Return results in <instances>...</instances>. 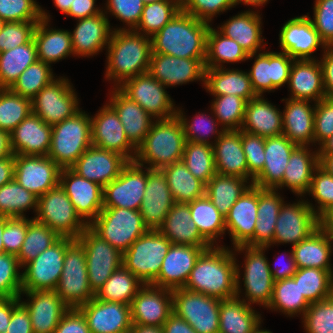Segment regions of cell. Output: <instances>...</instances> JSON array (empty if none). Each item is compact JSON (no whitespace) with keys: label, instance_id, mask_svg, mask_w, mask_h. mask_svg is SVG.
Wrapping results in <instances>:
<instances>
[{"label":"cell","instance_id":"6da1fadb","mask_svg":"<svg viewBox=\"0 0 333 333\" xmlns=\"http://www.w3.org/2000/svg\"><path fill=\"white\" fill-rule=\"evenodd\" d=\"M211 246L197 259L184 289L220 300L231 299L236 293V259L225 247Z\"/></svg>","mask_w":333,"mask_h":333},{"label":"cell","instance_id":"7a4b0ae2","mask_svg":"<svg viewBox=\"0 0 333 333\" xmlns=\"http://www.w3.org/2000/svg\"><path fill=\"white\" fill-rule=\"evenodd\" d=\"M209 23L180 10L151 37L152 53L206 60Z\"/></svg>","mask_w":333,"mask_h":333},{"label":"cell","instance_id":"3957f363","mask_svg":"<svg viewBox=\"0 0 333 333\" xmlns=\"http://www.w3.org/2000/svg\"><path fill=\"white\" fill-rule=\"evenodd\" d=\"M126 28L112 31L108 47L106 78L120 86L125 80L148 72L152 54L151 37Z\"/></svg>","mask_w":333,"mask_h":333},{"label":"cell","instance_id":"277c9868","mask_svg":"<svg viewBox=\"0 0 333 333\" xmlns=\"http://www.w3.org/2000/svg\"><path fill=\"white\" fill-rule=\"evenodd\" d=\"M186 143L182 123L178 116L157 119L152 123L143 142L136 148L134 162L143 167L150 164L152 170L182 161Z\"/></svg>","mask_w":333,"mask_h":333},{"label":"cell","instance_id":"5b68a950","mask_svg":"<svg viewBox=\"0 0 333 333\" xmlns=\"http://www.w3.org/2000/svg\"><path fill=\"white\" fill-rule=\"evenodd\" d=\"M91 145V118L79 111L52 125L51 147L47 156L61 169L70 168Z\"/></svg>","mask_w":333,"mask_h":333},{"label":"cell","instance_id":"8992f818","mask_svg":"<svg viewBox=\"0 0 333 333\" xmlns=\"http://www.w3.org/2000/svg\"><path fill=\"white\" fill-rule=\"evenodd\" d=\"M88 226L122 253L149 230L139 210L118 207H103Z\"/></svg>","mask_w":333,"mask_h":333},{"label":"cell","instance_id":"52a82bcc","mask_svg":"<svg viewBox=\"0 0 333 333\" xmlns=\"http://www.w3.org/2000/svg\"><path fill=\"white\" fill-rule=\"evenodd\" d=\"M171 244L157 229H149L123 253V266L144 285L152 284Z\"/></svg>","mask_w":333,"mask_h":333},{"label":"cell","instance_id":"ba28073f","mask_svg":"<svg viewBox=\"0 0 333 333\" xmlns=\"http://www.w3.org/2000/svg\"><path fill=\"white\" fill-rule=\"evenodd\" d=\"M37 222L48 226L60 237L77 239L88 227L76 213L64 189L58 184L38 198Z\"/></svg>","mask_w":333,"mask_h":333},{"label":"cell","instance_id":"9c48e42d","mask_svg":"<svg viewBox=\"0 0 333 333\" xmlns=\"http://www.w3.org/2000/svg\"><path fill=\"white\" fill-rule=\"evenodd\" d=\"M55 291L69 308H78L95 297L89 285L86 254L77 239L66 248L63 270Z\"/></svg>","mask_w":333,"mask_h":333},{"label":"cell","instance_id":"30bf717a","mask_svg":"<svg viewBox=\"0 0 333 333\" xmlns=\"http://www.w3.org/2000/svg\"><path fill=\"white\" fill-rule=\"evenodd\" d=\"M172 298L173 313L196 333H219L220 299L184 288L172 290Z\"/></svg>","mask_w":333,"mask_h":333},{"label":"cell","instance_id":"8fae6325","mask_svg":"<svg viewBox=\"0 0 333 333\" xmlns=\"http://www.w3.org/2000/svg\"><path fill=\"white\" fill-rule=\"evenodd\" d=\"M75 239L61 237L51 247L24 265L22 291L55 290L64 265L66 248Z\"/></svg>","mask_w":333,"mask_h":333},{"label":"cell","instance_id":"7c38bea8","mask_svg":"<svg viewBox=\"0 0 333 333\" xmlns=\"http://www.w3.org/2000/svg\"><path fill=\"white\" fill-rule=\"evenodd\" d=\"M77 240L84 248L89 285L96 294L111 274L123 266V253L102 239L89 226Z\"/></svg>","mask_w":333,"mask_h":333},{"label":"cell","instance_id":"4fadbf2b","mask_svg":"<svg viewBox=\"0 0 333 333\" xmlns=\"http://www.w3.org/2000/svg\"><path fill=\"white\" fill-rule=\"evenodd\" d=\"M32 113L54 125L79 112L78 99L68 79H54L32 100Z\"/></svg>","mask_w":333,"mask_h":333},{"label":"cell","instance_id":"5bb4252c","mask_svg":"<svg viewBox=\"0 0 333 333\" xmlns=\"http://www.w3.org/2000/svg\"><path fill=\"white\" fill-rule=\"evenodd\" d=\"M118 88L153 118L168 119L176 116L177 110L165 86L148 72L125 80Z\"/></svg>","mask_w":333,"mask_h":333},{"label":"cell","instance_id":"9a60e30c","mask_svg":"<svg viewBox=\"0 0 333 333\" xmlns=\"http://www.w3.org/2000/svg\"><path fill=\"white\" fill-rule=\"evenodd\" d=\"M147 172L142 166L129 161L119 176L103 188V207L139 210L145 194Z\"/></svg>","mask_w":333,"mask_h":333},{"label":"cell","instance_id":"2e32d148","mask_svg":"<svg viewBox=\"0 0 333 333\" xmlns=\"http://www.w3.org/2000/svg\"><path fill=\"white\" fill-rule=\"evenodd\" d=\"M319 228V216L315 208L307 201L286 205L284 202L280 208L275 225V243H292L297 245L308 238Z\"/></svg>","mask_w":333,"mask_h":333},{"label":"cell","instance_id":"e0dca14e","mask_svg":"<svg viewBox=\"0 0 333 333\" xmlns=\"http://www.w3.org/2000/svg\"><path fill=\"white\" fill-rule=\"evenodd\" d=\"M264 249L261 246L248 245L235 247L236 251H246L243 279L248 304L259 303L267 307L272 298L274 281L269 262L263 254Z\"/></svg>","mask_w":333,"mask_h":333},{"label":"cell","instance_id":"ac0fdd59","mask_svg":"<svg viewBox=\"0 0 333 333\" xmlns=\"http://www.w3.org/2000/svg\"><path fill=\"white\" fill-rule=\"evenodd\" d=\"M132 325L163 327L173 313L172 290L146 284L130 304Z\"/></svg>","mask_w":333,"mask_h":333},{"label":"cell","instance_id":"d6986e66","mask_svg":"<svg viewBox=\"0 0 333 333\" xmlns=\"http://www.w3.org/2000/svg\"><path fill=\"white\" fill-rule=\"evenodd\" d=\"M60 172L48 156L15 155L14 179L38 198L59 184Z\"/></svg>","mask_w":333,"mask_h":333},{"label":"cell","instance_id":"ffe728a7","mask_svg":"<svg viewBox=\"0 0 333 333\" xmlns=\"http://www.w3.org/2000/svg\"><path fill=\"white\" fill-rule=\"evenodd\" d=\"M59 184L64 189L76 213L89 225L103 209V187L79 176L71 168H62ZM89 219V222H88Z\"/></svg>","mask_w":333,"mask_h":333},{"label":"cell","instance_id":"44dd1931","mask_svg":"<svg viewBox=\"0 0 333 333\" xmlns=\"http://www.w3.org/2000/svg\"><path fill=\"white\" fill-rule=\"evenodd\" d=\"M85 317L90 333H122L132 327L130 305L94 297L77 308Z\"/></svg>","mask_w":333,"mask_h":333},{"label":"cell","instance_id":"7402d4cb","mask_svg":"<svg viewBox=\"0 0 333 333\" xmlns=\"http://www.w3.org/2000/svg\"><path fill=\"white\" fill-rule=\"evenodd\" d=\"M129 161L121 154L91 145L70 167L79 176L105 187Z\"/></svg>","mask_w":333,"mask_h":333},{"label":"cell","instance_id":"603a6c76","mask_svg":"<svg viewBox=\"0 0 333 333\" xmlns=\"http://www.w3.org/2000/svg\"><path fill=\"white\" fill-rule=\"evenodd\" d=\"M91 141L96 147L117 152L128 161H134L136 148L127 139L118 114L110 104L104 105L95 117H91Z\"/></svg>","mask_w":333,"mask_h":333},{"label":"cell","instance_id":"cb8c5ba5","mask_svg":"<svg viewBox=\"0 0 333 333\" xmlns=\"http://www.w3.org/2000/svg\"><path fill=\"white\" fill-rule=\"evenodd\" d=\"M205 249L207 248L200 246L171 244L159 275L151 285L169 290L184 288L197 259Z\"/></svg>","mask_w":333,"mask_h":333},{"label":"cell","instance_id":"d4e9b609","mask_svg":"<svg viewBox=\"0 0 333 333\" xmlns=\"http://www.w3.org/2000/svg\"><path fill=\"white\" fill-rule=\"evenodd\" d=\"M205 60L152 53L148 73L164 86L186 84L205 78Z\"/></svg>","mask_w":333,"mask_h":333},{"label":"cell","instance_id":"484cf974","mask_svg":"<svg viewBox=\"0 0 333 333\" xmlns=\"http://www.w3.org/2000/svg\"><path fill=\"white\" fill-rule=\"evenodd\" d=\"M279 40L282 52L294 60L313 59L310 54L314 53L318 46L327 47L307 15L286 22L281 28Z\"/></svg>","mask_w":333,"mask_h":333},{"label":"cell","instance_id":"4316f807","mask_svg":"<svg viewBox=\"0 0 333 333\" xmlns=\"http://www.w3.org/2000/svg\"><path fill=\"white\" fill-rule=\"evenodd\" d=\"M147 184L139 211L148 229H158L175 201L165 175L146 167Z\"/></svg>","mask_w":333,"mask_h":333},{"label":"cell","instance_id":"83f0119b","mask_svg":"<svg viewBox=\"0 0 333 333\" xmlns=\"http://www.w3.org/2000/svg\"><path fill=\"white\" fill-rule=\"evenodd\" d=\"M294 59L287 53H259L249 72L252 88L256 95L275 90L288 82Z\"/></svg>","mask_w":333,"mask_h":333},{"label":"cell","instance_id":"f1b7e54d","mask_svg":"<svg viewBox=\"0 0 333 333\" xmlns=\"http://www.w3.org/2000/svg\"><path fill=\"white\" fill-rule=\"evenodd\" d=\"M31 301L21 302L28 310L33 333H53L69 307L55 290L22 291Z\"/></svg>","mask_w":333,"mask_h":333},{"label":"cell","instance_id":"f546056e","mask_svg":"<svg viewBox=\"0 0 333 333\" xmlns=\"http://www.w3.org/2000/svg\"><path fill=\"white\" fill-rule=\"evenodd\" d=\"M52 125L29 114L10 133L14 155L47 156L51 147Z\"/></svg>","mask_w":333,"mask_h":333},{"label":"cell","instance_id":"4dcf8cb0","mask_svg":"<svg viewBox=\"0 0 333 333\" xmlns=\"http://www.w3.org/2000/svg\"><path fill=\"white\" fill-rule=\"evenodd\" d=\"M297 147L284 134L265 138V162L254 177L253 185L263 189H277L282 183L285 168L293 150Z\"/></svg>","mask_w":333,"mask_h":333},{"label":"cell","instance_id":"1f68e13d","mask_svg":"<svg viewBox=\"0 0 333 333\" xmlns=\"http://www.w3.org/2000/svg\"><path fill=\"white\" fill-rule=\"evenodd\" d=\"M257 208L258 187L252 184L225 217L226 230L230 232L235 247L245 245L254 236Z\"/></svg>","mask_w":333,"mask_h":333},{"label":"cell","instance_id":"d6a6232c","mask_svg":"<svg viewBox=\"0 0 333 333\" xmlns=\"http://www.w3.org/2000/svg\"><path fill=\"white\" fill-rule=\"evenodd\" d=\"M216 139L215 146L212 147L217 173L247 180L251 177V184H253L254 177L248 172L242 147V131L226 130Z\"/></svg>","mask_w":333,"mask_h":333},{"label":"cell","instance_id":"836d02e7","mask_svg":"<svg viewBox=\"0 0 333 333\" xmlns=\"http://www.w3.org/2000/svg\"><path fill=\"white\" fill-rule=\"evenodd\" d=\"M236 265V293L231 299L221 300L219 309V333H253L261 324V316L241 300L240 294V271Z\"/></svg>","mask_w":333,"mask_h":333},{"label":"cell","instance_id":"e575fe53","mask_svg":"<svg viewBox=\"0 0 333 333\" xmlns=\"http://www.w3.org/2000/svg\"><path fill=\"white\" fill-rule=\"evenodd\" d=\"M116 87L115 92H112L110 105L118 114L127 139L137 148L151 128L152 116L135 101L127 97L118 86Z\"/></svg>","mask_w":333,"mask_h":333},{"label":"cell","instance_id":"d590c367","mask_svg":"<svg viewBox=\"0 0 333 333\" xmlns=\"http://www.w3.org/2000/svg\"><path fill=\"white\" fill-rule=\"evenodd\" d=\"M288 84L292 92L291 99L306 101L313 99L317 103L326 97L322 68L318 60H294Z\"/></svg>","mask_w":333,"mask_h":333},{"label":"cell","instance_id":"8d00e7d4","mask_svg":"<svg viewBox=\"0 0 333 333\" xmlns=\"http://www.w3.org/2000/svg\"><path fill=\"white\" fill-rule=\"evenodd\" d=\"M157 230L172 244L211 247L201 236L195 222L191 219L188 203L175 202Z\"/></svg>","mask_w":333,"mask_h":333},{"label":"cell","instance_id":"74e56055","mask_svg":"<svg viewBox=\"0 0 333 333\" xmlns=\"http://www.w3.org/2000/svg\"><path fill=\"white\" fill-rule=\"evenodd\" d=\"M78 21L77 27L71 33L74 54L91 56L109 44L112 32H110L109 20L103 11Z\"/></svg>","mask_w":333,"mask_h":333},{"label":"cell","instance_id":"f35d334b","mask_svg":"<svg viewBox=\"0 0 333 333\" xmlns=\"http://www.w3.org/2000/svg\"><path fill=\"white\" fill-rule=\"evenodd\" d=\"M282 114L283 134L297 146L314 143L315 107L309 101L287 99Z\"/></svg>","mask_w":333,"mask_h":333},{"label":"cell","instance_id":"ab89813d","mask_svg":"<svg viewBox=\"0 0 333 333\" xmlns=\"http://www.w3.org/2000/svg\"><path fill=\"white\" fill-rule=\"evenodd\" d=\"M257 95L246 103L241 131L273 137L283 134L282 112Z\"/></svg>","mask_w":333,"mask_h":333},{"label":"cell","instance_id":"60d3db41","mask_svg":"<svg viewBox=\"0 0 333 333\" xmlns=\"http://www.w3.org/2000/svg\"><path fill=\"white\" fill-rule=\"evenodd\" d=\"M49 17L41 8V20L37 23L33 39L37 48L38 60L46 64L56 62L74 54L71 32L48 29ZM71 53V54H70Z\"/></svg>","mask_w":333,"mask_h":333},{"label":"cell","instance_id":"b9f144b4","mask_svg":"<svg viewBox=\"0 0 333 333\" xmlns=\"http://www.w3.org/2000/svg\"><path fill=\"white\" fill-rule=\"evenodd\" d=\"M283 202L275 189L258 187V218L254 236L245 245L261 246L265 249L272 245L276 221Z\"/></svg>","mask_w":333,"mask_h":333},{"label":"cell","instance_id":"7bdbcfd3","mask_svg":"<svg viewBox=\"0 0 333 333\" xmlns=\"http://www.w3.org/2000/svg\"><path fill=\"white\" fill-rule=\"evenodd\" d=\"M319 166V154L310 153L307 146H297L290 155L282 183L277 187H289L297 195L308 193L313 172Z\"/></svg>","mask_w":333,"mask_h":333},{"label":"cell","instance_id":"ee69618b","mask_svg":"<svg viewBox=\"0 0 333 333\" xmlns=\"http://www.w3.org/2000/svg\"><path fill=\"white\" fill-rule=\"evenodd\" d=\"M225 68H206L205 88L215 97L222 95L240 96L247 102L256 97L249 73Z\"/></svg>","mask_w":333,"mask_h":333},{"label":"cell","instance_id":"f6af8a7d","mask_svg":"<svg viewBox=\"0 0 333 333\" xmlns=\"http://www.w3.org/2000/svg\"><path fill=\"white\" fill-rule=\"evenodd\" d=\"M261 17L252 11H244L230 18L220 27V32L236 41L249 55L254 57L264 41L261 39Z\"/></svg>","mask_w":333,"mask_h":333},{"label":"cell","instance_id":"bcb514c9","mask_svg":"<svg viewBox=\"0 0 333 333\" xmlns=\"http://www.w3.org/2000/svg\"><path fill=\"white\" fill-rule=\"evenodd\" d=\"M331 243L326 231L319 227L308 238L292 246L297 268L331 270Z\"/></svg>","mask_w":333,"mask_h":333},{"label":"cell","instance_id":"7dc6e473","mask_svg":"<svg viewBox=\"0 0 333 333\" xmlns=\"http://www.w3.org/2000/svg\"><path fill=\"white\" fill-rule=\"evenodd\" d=\"M175 202L190 203L205 196L206 184L195 178L183 161L173 163L160 170Z\"/></svg>","mask_w":333,"mask_h":333},{"label":"cell","instance_id":"c3c4849f","mask_svg":"<svg viewBox=\"0 0 333 333\" xmlns=\"http://www.w3.org/2000/svg\"><path fill=\"white\" fill-rule=\"evenodd\" d=\"M247 179L216 173L206 184L205 195L224 217L239 197L252 185Z\"/></svg>","mask_w":333,"mask_h":333},{"label":"cell","instance_id":"681fc988","mask_svg":"<svg viewBox=\"0 0 333 333\" xmlns=\"http://www.w3.org/2000/svg\"><path fill=\"white\" fill-rule=\"evenodd\" d=\"M38 60L34 39L0 52V88H11L23 71Z\"/></svg>","mask_w":333,"mask_h":333},{"label":"cell","instance_id":"f907efd6","mask_svg":"<svg viewBox=\"0 0 333 333\" xmlns=\"http://www.w3.org/2000/svg\"><path fill=\"white\" fill-rule=\"evenodd\" d=\"M188 205L191 219L195 222L199 233L211 246H214V240L226 232L225 217L206 195Z\"/></svg>","mask_w":333,"mask_h":333},{"label":"cell","instance_id":"816d5d0a","mask_svg":"<svg viewBox=\"0 0 333 333\" xmlns=\"http://www.w3.org/2000/svg\"><path fill=\"white\" fill-rule=\"evenodd\" d=\"M141 286L144 284L124 266H121L111 274L105 284L97 291L95 297L103 301L130 305Z\"/></svg>","mask_w":333,"mask_h":333},{"label":"cell","instance_id":"f5cc1de1","mask_svg":"<svg viewBox=\"0 0 333 333\" xmlns=\"http://www.w3.org/2000/svg\"><path fill=\"white\" fill-rule=\"evenodd\" d=\"M333 271L319 268H297L292 276L301 293L311 304L333 295Z\"/></svg>","mask_w":333,"mask_h":333},{"label":"cell","instance_id":"db71d44e","mask_svg":"<svg viewBox=\"0 0 333 333\" xmlns=\"http://www.w3.org/2000/svg\"><path fill=\"white\" fill-rule=\"evenodd\" d=\"M248 58L249 55L236 41L209 27L205 68H222L220 63L239 62Z\"/></svg>","mask_w":333,"mask_h":333},{"label":"cell","instance_id":"11a10c76","mask_svg":"<svg viewBox=\"0 0 333 333\" xmlns=\"http://www.w3.org/2000/svg\"><path fill=\"white\" fill-rule=\"evenodd\" d=\"M61 237L48 226L28 220L26 237L17 256L20 266H24L35 259L44 250L51 247Z\"/></svg>","mask_w":333,"mask_h":333},{"label":"cell","instance_id":"9f6ffc18","mask_svg":"<svg viewBox=\"0 0 333 333\" xmlns=\"http://www.w3.org/2000/svg\"><path fill=\"white\" fill-rule=\"evenodd\" d=\"M309 305L298 283L293 278H287L274 282L272 298L267 308L281 310L284 314L292 316L298 312L304 315Z\"/></svg>","mask_w":333,"mask_h":333},{"label":"cell","instance_id":"6f0895ef","mask_svg":"<svg viewBox=\"0 0 333 333\" xmlns=\"http://www.w3.org/2000/svg\"><path fill=\"white\" fill-rule=\"evenodd\" d=\"M213 143L203 144L186 141L182 161L187 169L205 184L217 173L213 155Z\"/></svg>","mask_w":333,"mask_h":333},{"label":"cell","instance_id":"680465c9","mask_svg":"<svg viewBox=\"0 0 333 333\" xmlns=\"http://www.w3.org/2000/svg\"><path fill=\"white\" fill-rule=\"evenodd\" d=\"M38 197L22 187L15 179L0 187V216L25 217L29 208L37 210Z\"/></svg>","mask_w":333,"mask_h":333},{"label":"cell","instance_id":"91938a15","mask_svg":"<svg viewBox=\"0 0 333 333\" xmlns=\"http://www.w3.org/2000/svg\"><path fill=\"white\" fill-rule=\"evenodd\" d=\"M31 113V99L0 88V130L11 133Z\"/></svg>","mask_w":333,"mask_h":333},{"label":"cell","instance_id":"94428289","mask_svg":"<svg viewBox=\"0 0 333 333\" xmlns=\"http://www.w3.org/2000/svg\"><path fill=\"white\" fill-rule=\"evenodd\" d=\"M180 10L181 0H161L151 4H145L141 20L134 31L141 30L145 35L153 36Z\"/></svg>","mask_w":333,"mask_h":333},{"label":"cell","instance_id":"6125c7cd","mask_svg":"<svg viewBox=\"0 0 333 333\" xmlns=\"http://www.w3.org/2000/svg\"><path fill=\"white\" fill-rule=\"evenodd\" d=\"M50 66L37 60L23 71L10 89L14 93L32 100L46 85L54 80Z\"/></svg>","mask_w":333,"mask_h":333},{"label":"cell","instance_id":"be15d7a7","mask_svg":"<svg viewBox=\"0 0 333 333\" xmlns=\"http://www.w3.org/2000/svg\"><path fill=\"white\" fill-rule=\"evenodd\" d=\"M246 103L247 101L240 96L222 95L215 98L211 109L217 117V122L222 123L225 131L240 130Z\"/></svg>","mask_w":333,"mask_h":333},{"label":"cell","instance_id":"e7e4bbea","mask_svg":"<svg viewBox=\"0 0 333 333\" xmlns=\"http://www.w3.org/2000/svg\"><path fill=\"white\" fill-rule=\"evenodd\" d=\"M303 318L307 333H333V295L311 303Z\"/></svg>","mask_w":333,"mask_h":333},{"label":"cell","instance_id":"03108f58","mask_svg":"<svg viewBox=\"0 0 333 333\" xmlns=\"http://www.w3.org/2000/svg\"><path fill=\"white\" fill-rule=\"evenodd\" d=\"M19 267L17 256L0 254V298L21 296L22 274L18 272Z\"/></svg>","mask_w":333,"mask_h":333},{"label":"cell","instance_id":"003e7915","mask_svg":"<svg viewBox=\"0 0 333 333\" xmlns=\"http://www.w3.org/2000/svg\"><path fill=\"white\" fill-rule=\"evenodd\" d=\"M0 19L5 22L40 21L41 8L34 0H0Z\"/></svg>","mask_w":333,"mask_h":333},{"label":"cell","instance_id":"a7ac6f4b","mask_svg":"<svg viewBox=\"0 0 333 333\" xmlns=\"http://www.w3.org/2000/svg\"><path fill=\"white\" fill-rule=\"evenodd\" d=\"M38 22H5L0 32V52L8 51L31 41Z\"/></svg>","mask_w":333,"mask_h":333},{"label":"cell","instance_id":"89a4df30","mask_svg":"<svg viewBox=\"0 0 333 333\" xmlns=\"http://www.w3.org/2000/svg\"><path fill=\"white\" fill-rule=\"evenodd\" d=\"M176 115L178 116V118L182 123L186 141L211 144L209 143V141H207V138H205L209 135V133L217 134L218 135L217 137L219 138L225 131L224 129H222V131L218 132L217 128H215V126L218 125V123L217 122L215 123V120L212 118H210L211 120L206 118L204 113L201 115L199 114L196 115L195 119L191 124L187 122V119L183 116V113L181 112L180 109L179 110L177 109ZM199 133L201 134L199 135Z\"/></svg>","mask_w":333,"mask_h":333},{"label":"cell","instance_id":"2644e50d","mask_svg":"<svg viewBox=\"0 0 333 333\" xmlns=\"http://www.w3.org/2000/svg\"><path fill=\"white\" fill-rule=\"evenodd\" d=\"M236 5L234 0H181V10L195 18L208 22L219 12Z\"/></svg>","mask_w":333,"mask_h":333},{"label":"cell","instance_id":"8c879c8a","mask_svg":"<svg viewBox=\"0 0 333 333\" xmlns=\"http://www.w3.org/2000/svg\"><path fill=\"white\" fill-rule=\"evenodd\" d=\"M308 191L319 204L316 214L320 216L333 204V176L320 165L315 169Z\"/></svg>","mask_w":333,"mask_h":333},{"label":"cell","instance_id":"753ad0ef","mask_svg":"<svg viewBox=\"0 0 333 333\" xmlns=\"http://www.w3.org/2000/svg\"><path fill=\"white\" fill-rule=\"evenodd\" d=\"M242 147L246 156L248 172L255 177L264 167L265 138L242 131Z\"/></svg>","mask_w":333,"mask_h":333},{"label":"cell","instance_id":"34e18365","mask_svg":"<svg viewBox=\"0 0 333 333\" xmlns=\"http://www.w3.org/2000/svg\"><path fill=\"white\" fill-rule=\"evenodd\" d=\"M333 134V97H325L315 104L314 143L323 144Z\"/></svg>","mask_w":333,"mask_h":333},{"label":"cell","instance_id":"11e5206c","mask_svg":"<svg viewBox=\"0 0 333 333\" xmlns=\"http://www.w3.org/2000/svg\"><path fill=\"white\" fill-rule=\"evenodd\" d=\"M28 219L26 217H6V225L2 234L5 253L18 256L26 237Z\"/></svg>","mask_w":333,"mask_h":333},{"label":"cell","instance_id":"2a66077c","mask_svg":"<svg viewBox=\"0 0 333 333\" xmlns=\"http://www.w3.org/2000/svg\"><path fill=\"white\" fill-rule=\"evenodd\" d=\"M312 22L326 46L333 47V0L315 1Z\"/></svg>","mask_w":333,"mask_h":333},{"label":"cell","instance_id":"b9fcfbb0","mask_svg":"<svg viewBox=\"0 0 333 333\" xmlns=\"http://www.w3.org/2000/svg\"><path fill=\"white\" fill-rule=\"evenodd\" d=\"M106 5L116 18L127 23L130 30H134L141 20L145 4L142 0H108Z\"/></svg>","mask_w":333,"mask_h":333},{"label":"cell","instance_id":"09005b40","mask_svg":"<svg viewBox=\"0 0 333 333\" xmlns=\"http://www.w3.org/2000/svg\"><path fill=\"white\" fill-rule=\"evenodd\" d=\"M53 333H90L86 319L77 308H69Z\"/></svg>","mask_w":333,"mask_h":333},{"label":"cell","instance_id":"979ff035","mask_svg":"<svg viewBox=\"0 0 333 333\" xmlns=\"http://www.w3.org/2000/svg\"><path fill=\"white\" fill-rule=\"evenodd\" d=\"M7 333H33L29 312L21 300L14 306Z\"/></svg>","mask_w":333,"mask_h":333},{"label":"cell","instance_id":"deb4b68c","mask_svg":"<svg viewBox=\"0 0 333 333\" xmlns=\"http://www.w3.org/2000/svg\"><path fill=\"white\" fill-rule=\"evenodd\" d=\"M320 65L326 97H333V47H326Z\"/></svg>","mask_w":333,"mask_h":333},{"label":"cell","instance_id":"67dfc351","mask_svg":"<svg viewBox=\"0 0 333 333\" xmlns=\"http://www.w3.org/2000/svg\"><path fill=\"white\" fill-rule=\"evenodd\" d=\"M94 5L95 0H74L66 15L82 19L100 14L102 11L97 7L95 8Z\"/></svg>","mask_w":333,"mask_h":333},{"label":"cell","instance_id":"b62a3aed","mask_svg":"<svg viewBox=\"0 0 333 333\" xmlns=\"http://www.w3.org/2000/svg\"><path fill=\"white\" fill-rule=\"evenodd\" d=\"M21 297L0 298V333H7L14 306Z\"/></svg>","mask_w":333,"mask_h":333},{"label":"cell","instance_id":"603ad722","mask_svg":"<svg viewBox=\"0 0 333 333\" xmlns=\"http://www.w3.org/2000/svg\"><path fill=\"white\" fill-rule=\"evenodd\" d=\"M164 333H196V331L183 319L172 313L163 324Z\"/></svg>","mask_w":333,"mask_h":333},{"label":"cell","instance_id":"5803f987","mask_svg":"<svg viewBox=\"0 0 333 333\" xmlns=\"http://www.w3.org/2000/svg\"><path fill=\"white\" fill-rule=\"evenodd\" d=\"M288 262L286 266L282 268L276 267L274 270L270 267V271L272 274L273 281L276 282L278 280H283L287 278H292V276L297 271L296 262L294 259L293 251H291V255L288 257Z\"/></svg>","mask_w":333,"mask_h":333}]
</instances>
